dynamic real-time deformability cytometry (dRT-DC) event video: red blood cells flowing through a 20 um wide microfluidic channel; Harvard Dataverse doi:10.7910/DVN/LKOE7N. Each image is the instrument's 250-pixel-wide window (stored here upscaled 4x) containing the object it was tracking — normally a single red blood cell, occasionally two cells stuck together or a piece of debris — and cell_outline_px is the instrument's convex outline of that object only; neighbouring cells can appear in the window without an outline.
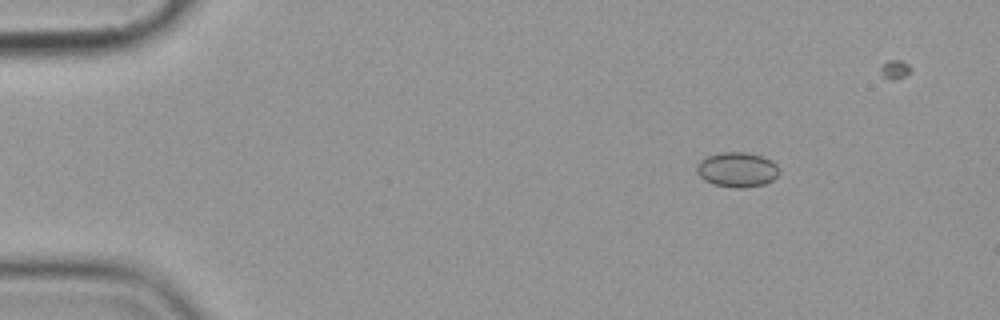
{"species": "common noctule bat (a hibernating species)", "species_latin": "Nyctalus noctula", "temperature_condition": "cold", "stored_images_in_passage": 10, "camera_frame_rate_fps": 3000, "um_per_image_px": 0.085, "animal": {"sex": "female", "body_mass_g": 19.9}, "frame": {"image": 1, "passage_image": 2, "time_ms": 1.0, "image_size_px": [1000, 320], "cell_outline_px": [[780, 172], [772, 180], [764, 184], [744, 188], [736, 188], [712, 184], [704, 180], [696, 172], [696, 168], [700, 160], [708, 156], [720, 152], [744, 152], [760, 156], [772, 160], [780, 168]], "centroid_in_image_um": [62.66, 14.42], "position_along_channel_um": 22.3, "area_um2": 16.82}}
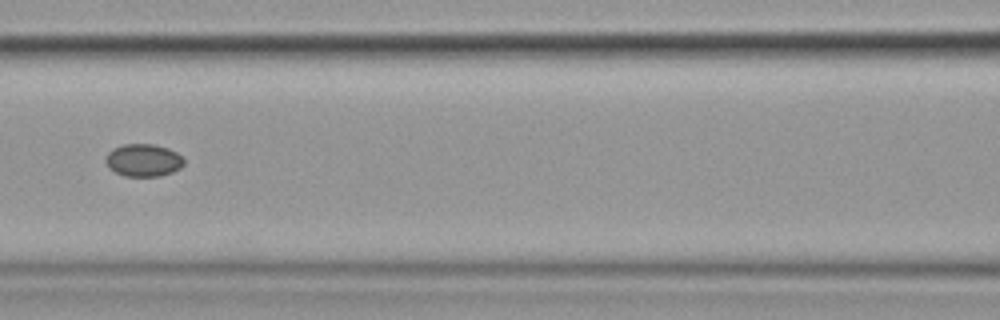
{"frame": {"image": 2, "passage_image": 7, "time_ms": 7.0, "image_size_px": [1000, 320], "cell_outline_px": [[184, 164], [180, 168], [172, 172], [160, 176], [124, 176], [108, 168], [104, 160], [104, 156], [112, 148], [124, 144], [152, 144], [168, 148], [184, 156]], "centroid_in_image_um": [12.17, 13.61], "position_along_channel_um": 154.4, "area_um2": 15.09}}
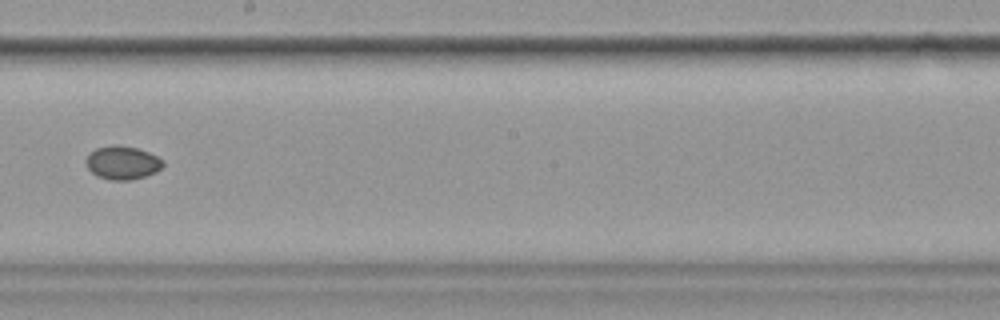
{"frame": {"image": 3, "passage_image": 9, "time_ms": 9.333, "image_size_px": [1000, 320], "cell_outline_px": [[164, 164], [156, 172], [132, 180], [108, 180], [96, 176], [88, 168], [84, 160], [88, 152], [96, 148], [112, 144], [116, 144], [136, 148], [148, 152], [164, 160]], "centroid_in_image_um": [10.36, 13.82], "position_along_channel_um": 237.8, "area_um2": 15.2}}